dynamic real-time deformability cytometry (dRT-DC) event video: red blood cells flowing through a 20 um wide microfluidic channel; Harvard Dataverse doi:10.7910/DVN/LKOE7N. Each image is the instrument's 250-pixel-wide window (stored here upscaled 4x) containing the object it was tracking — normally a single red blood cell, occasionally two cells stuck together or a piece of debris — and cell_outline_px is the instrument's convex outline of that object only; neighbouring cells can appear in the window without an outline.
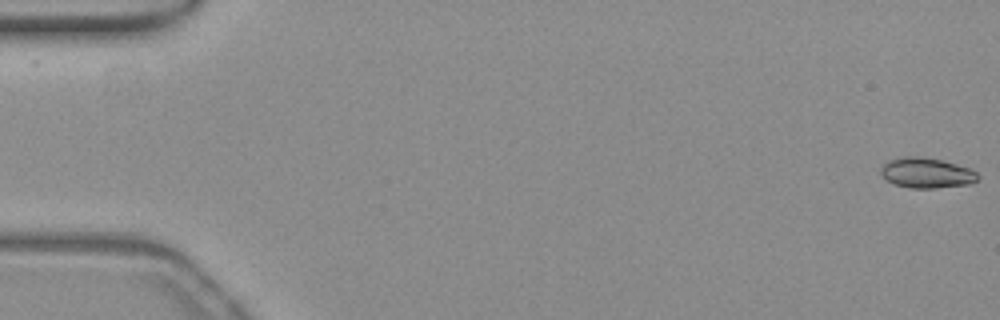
{"species": "common noctule bat (a hibernating species)", "species_latin": "Nyctalus noctula", "temperature_condition": "warm", "stored_images_in_passage": 16, "camera_frame_rate_fps": 3000, "um_per_image_px": 0.085, "animal": {"sex": "female", "body_mass_g": 19.3, "forearm_length_mm": 54.1}, "frame": {"image": 1, "passage_image": 1, "time_ms": 0.0, "image_size_px": [1000, 320], "cell_outline_px": [[980, 176], [972, 184], [936, 188], [908, 188], [896, 184], [880, 176], [880, 168], [888, 160], [900, 156], [916, 156], [940, 160], [956, 164], [968, 168], [976, 172]], "centroid_in_image_um": [78.73, 14.7], "position_along_channel_um": 6.3, "area_um2": 17.17}}
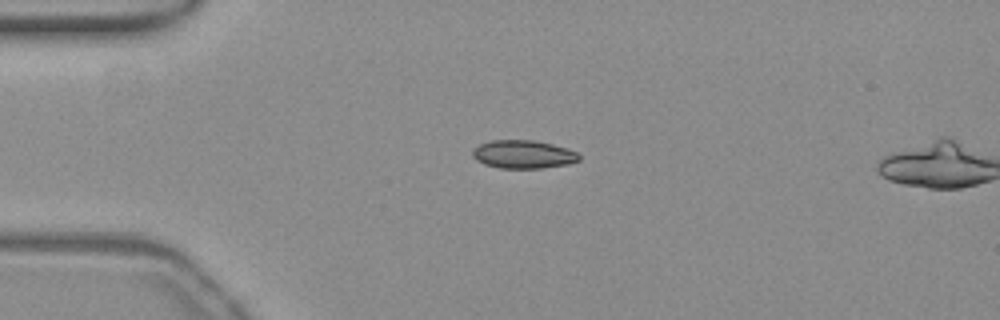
{"frame": {"image": 2, "passage_image": 14, "time_ms": 4.333, "image_size_px": [1000, 320], "cell_outline_px": [[580, 160], [568, 164], [540, 168], [500, 168], [484, 164], [476, 160], [472, 156], [472, 148], [480, 144], [492, 140], [532, 140], [552, 144], [568, 148], [576, 152], [580, 156]], "centroid_in_image_um": [44.46, 13.11], "position_along_channel_um": 40.5, "area_um2": 17.57}}